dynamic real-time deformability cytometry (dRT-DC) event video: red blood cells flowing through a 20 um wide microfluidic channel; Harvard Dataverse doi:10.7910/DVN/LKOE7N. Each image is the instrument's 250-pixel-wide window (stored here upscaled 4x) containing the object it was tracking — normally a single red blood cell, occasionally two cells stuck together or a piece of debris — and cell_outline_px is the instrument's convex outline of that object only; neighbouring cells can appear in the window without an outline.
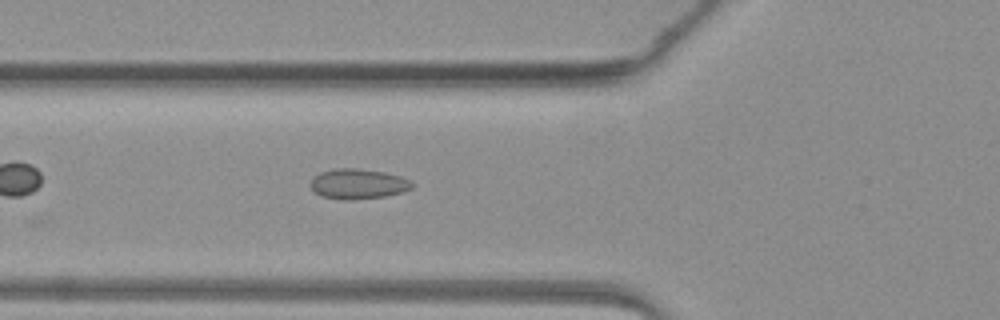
{"species": "common noctule bat (a hibernating species)", "species_latin": "Nyctalus noctula", "temperature_condition": "warm", "stored_images_in_passage": 25, "camera_frame_rate_fps": 3000, "um_per_image_px": 0.085, "animal": {"sex": "female", "body_mass_g": 19.3, "forearm_length_mm": 54.1}, "frame": {"image": 1, "passage_image": 5, "time_ms": 1.333, "image_size_px": [1000, 320], "cell_outline_px": [[416, 184], [412, 188], [400, 192], [384, 196], [352, 200], [340, 200], [320, 196], [308, 184], [312, 176], [320, 172], [332, 168], [356, 168], [384, 172], [400, 176], [412, 180]], "centroid_in_image_um": [30.4, 15.62], "position_along_channel_um": 95.4, "area_um2": 18.15}}
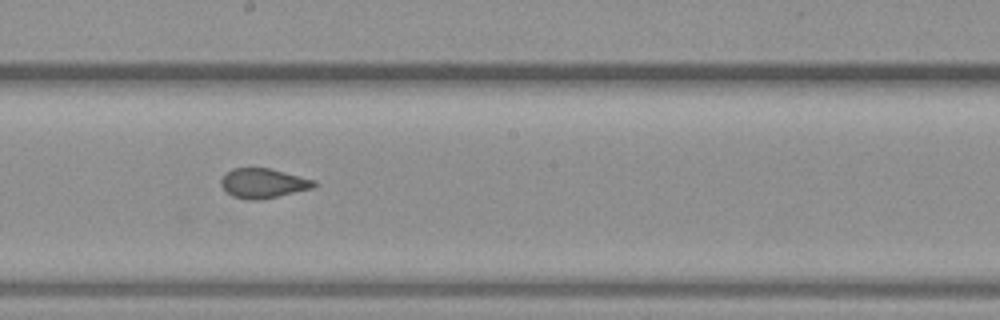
{"frame": {"image": 2, "passage_image": 14, "time_ms": 4.333, "image_size_px": [1000, 320], "cell_outline_px": [[316, 184], [312, 188], [260, 200], [248, 200], [232, 196], [220, 184], [220, 180], [232, 168], [272, 168], [316, 180]], "centroid_in_image_um": [22.38, 15.57], "position_along_channel_um": 225.8, "area_um2": 16.01}}
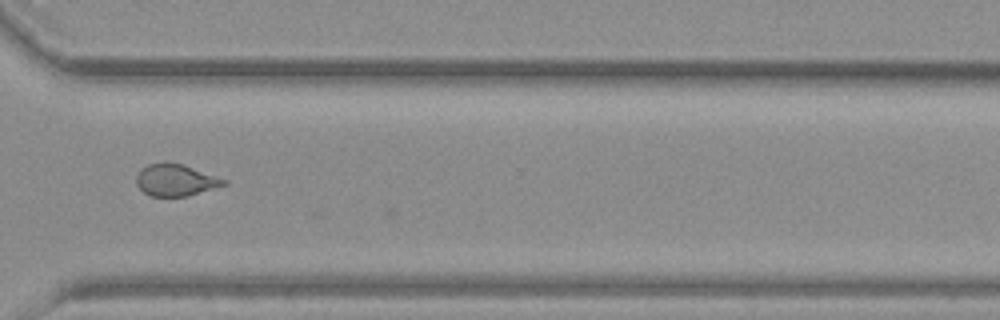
{"frame": {"image": 3, "passage_image": 23, "time_ms": 7.333, "image_size_px": [1000, 320], "cell_outline_px": [[228, 184], [188, 196], [152, 196], [144, 192], [136, 184], [136, 176], [140, 168], [148, 164], [164, 160], [184, 164], [228, 180]], "centroid_in_image_um": [14.92, 15.27], "position_along_channel_um": 355.7, "area_um2": 16.59}}